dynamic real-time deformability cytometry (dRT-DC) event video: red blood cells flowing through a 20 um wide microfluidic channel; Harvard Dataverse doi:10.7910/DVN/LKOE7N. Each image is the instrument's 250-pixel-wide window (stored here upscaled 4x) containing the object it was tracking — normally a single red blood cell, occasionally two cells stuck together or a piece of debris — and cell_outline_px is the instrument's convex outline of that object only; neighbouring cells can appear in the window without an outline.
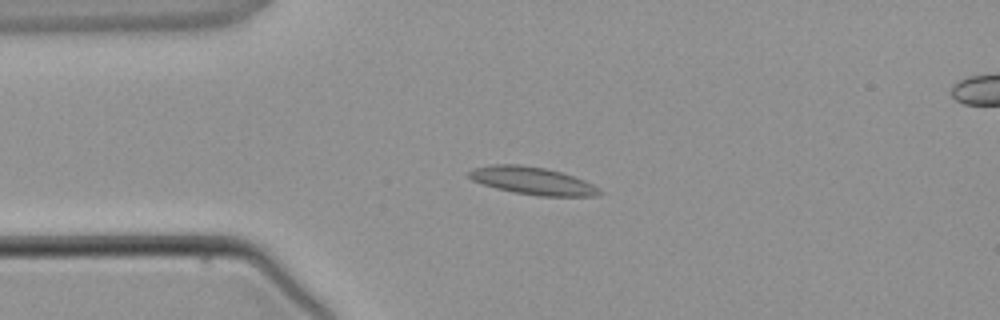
{"species": "common noctule bat (a hibernating species)", "species_latin": "Nyctalus noctula", "temperature_condition": "warm", "stored_images_in_passage": 4, "camera_frame_rate_fps": 3000, "um_per_image_px": 0.085, "animal": {"sex": "male", "body_mass_g": 21.5, "forearm_length_mm": 52.0}, "frame": {"image": 1, "passage_image": 3, "time_ms": 2.333, "image_size_px": [1000, 320], "cell_outline_px": [[604, 192], [600, 196], [536, 196], [512, 192], [496, 188], [472, 180], [468, 176], [468, 172], [472, 168], [492, 164], [520, 164], [544, 168], [560, 172], [584, 180], [600, 188]], "centroid_in_image_um": [45.27, 15.37], "position_along_channel_um": 39.7, "area_um2": 21.1}}